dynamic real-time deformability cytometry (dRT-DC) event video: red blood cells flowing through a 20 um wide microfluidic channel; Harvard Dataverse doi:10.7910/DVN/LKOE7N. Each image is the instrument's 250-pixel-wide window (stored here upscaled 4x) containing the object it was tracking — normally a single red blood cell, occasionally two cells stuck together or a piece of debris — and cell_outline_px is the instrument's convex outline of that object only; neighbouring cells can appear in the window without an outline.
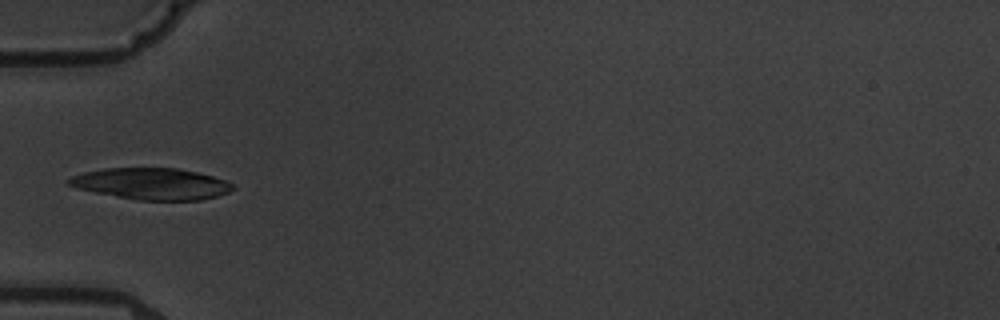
{"species": "common noctule bat (a hibernating species)", "species_latin": "Nyctalus noctula", "temperature_condition": "warm", "stored_images_in_passage": 2, "camera_frame_rate_fps": 3000, "um_per_image_px": 0.085, "animal": {"sex": "male", "body_mass_g": 19.5, "forearm_length_mm": 54.6}, "frame": {"image": 1, "passage_image": 2, "time_ms": 1.333, "image_size_px": [1000, 320], "cell_outline_px": [[236, 188], [228, 192], [216, 196], [200, 200], [140, 200], [116, 196], [76, 188], [68, 184], [64, 180], [72, 176], [84, 172], [104, 168], [176, 168], [196, 172], [212, 176], [224, 180], [232, 184]], "centroid_in_image_um": [12.85, 15.62], "position_along_channel_um": 72.1, "area_um2": 29.88}}